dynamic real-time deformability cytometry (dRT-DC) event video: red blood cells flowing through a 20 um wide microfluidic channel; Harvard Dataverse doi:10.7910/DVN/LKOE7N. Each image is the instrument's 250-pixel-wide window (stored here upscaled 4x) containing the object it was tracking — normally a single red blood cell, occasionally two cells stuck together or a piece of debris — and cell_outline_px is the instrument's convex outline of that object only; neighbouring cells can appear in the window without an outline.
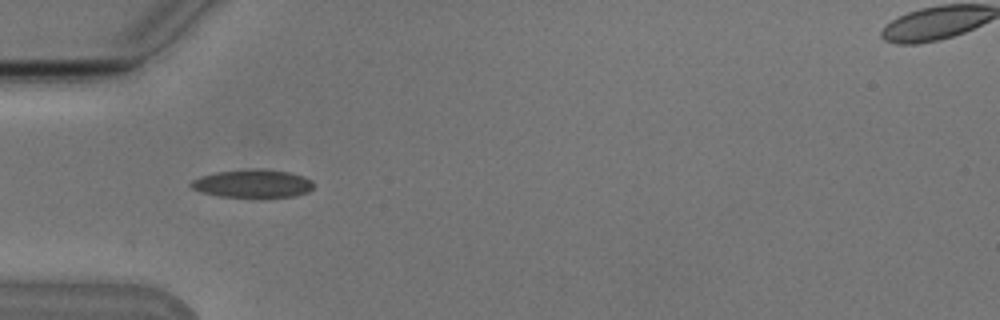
{"species": "Egyptian fruit bat (a non-hibernating species)", "species_latin": "Rousettus aegyptiacus", "temperature_condition": "cold", "stored_images_in_passage": 30, "camera_frame_rate_fps": 3000, "um_per_image_px": 0.085, "animal": {"sex": "male"}, "frame": {"image": 1, "passage_image": 1, "time_ms": 0.0, "image_size_px": [1000, 320], "cell_outline_px": [[312, 188], [308, 192], [292, 196], [260, 200], [256, 200], [220, 196], [200, 192], [192, 188], [188, 184], [192, 180], [200, 176], [216, 172], [252, 168], [264, 168], [288, 172], [304, 176], [312, 180]], "centroid_in_image_um": [21.47, 15.64], "position_along_channel_um": 63.5, "area_um2": 21.04}}
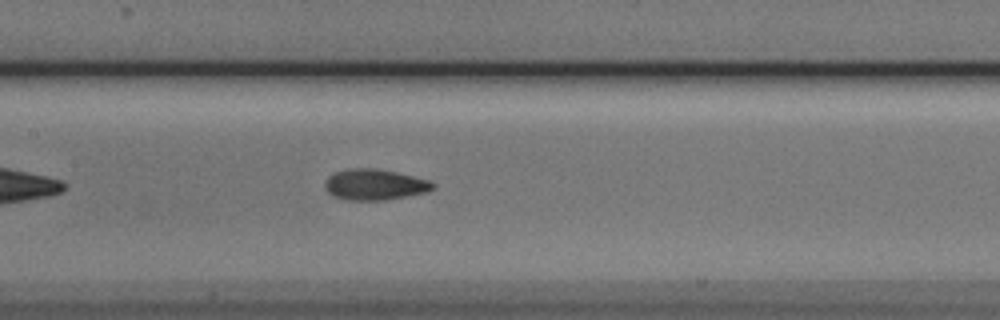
{"frame": {"image": 2, "passage_image": 10, "time_ms": 3.0, "image_size_px": [1000, 320], "cell_outline_px": [[436, 188], [428, 192], [388, 200], [344, 200], [332, 196], [324, 188], [324, 184], [328, 176], [336, 172], [348, 168], [376, 168], [396, 172], [428, 180], [436, 184]], "centroid_in_image_um": [31.85, 15.7], "position_along_channel_um": 175.6, "area_um2": 19.71}}
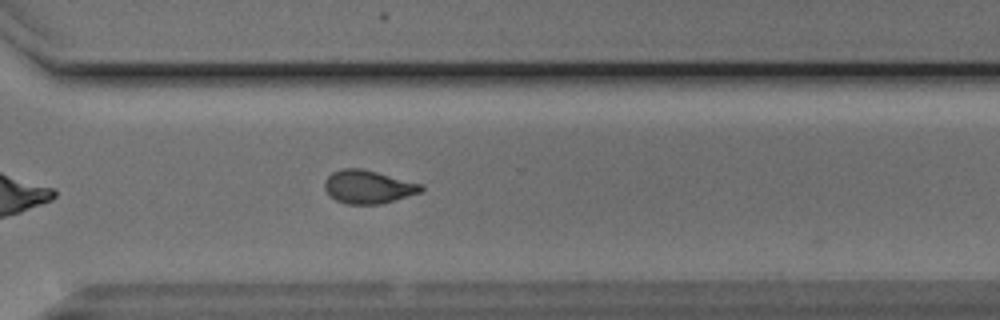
{"frame": {"image": 3, "passage_image": 23, "time_ms": 7.333, "image_size_px": [1000, 320], "cell_outline_px": [[424, 188], [420, 192], [380, 204], [344, 204], [336, 200], [324, 188], [324, 180], [332, 172], [344, 168], [360, 168], [376, 172], [420, 184]], "centroid_in_image_um": [31.24, 15.88], "position_along_channel_um": 339.4, "area_um2": 18.32}, "authors_computed_cell_mechanics": {"area_um2": 18.8139, "velocity_mm_per_s": 3.7874, "shape_relaxation_time_tau1_ms": 5.946, "shape_relaxation_time_tau2_ms": 2.235, "deformation_change_tau1": 0.1506, "deformation_change_tau2": 0.0807}}